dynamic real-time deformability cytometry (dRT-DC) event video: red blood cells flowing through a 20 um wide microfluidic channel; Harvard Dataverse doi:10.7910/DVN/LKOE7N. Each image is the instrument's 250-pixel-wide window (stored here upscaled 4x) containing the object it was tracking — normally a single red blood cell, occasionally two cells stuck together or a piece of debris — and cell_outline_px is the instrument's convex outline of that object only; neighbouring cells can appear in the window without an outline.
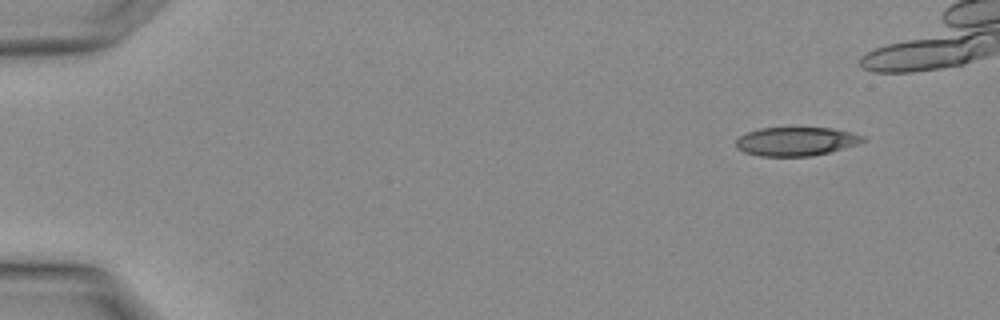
{"species": "Egyptian fruit bat (a non-hibernating species)", "species_latin": "Rousettus aegyptiacus", "temperature_condition": "warm", "stored_images_in_passage": 3, "camera_frame_rate_fps": 3000, "um_per_image_px": 0.085, "animal": {"sex": "female"}, "frame": {"image": 1, "passage_image": 3, "time_ms": 0.667, "image_size_px": [1000, 320], "cell_outline_px": [[868, 140], [844, 148], [812, 156], [760, 156], [744, 152], [736, 148], [736, 140], [740, 136], [748, 132], [760, 128], [832, 128], [852, 132], [864, 136]], "centroid_in_image_um": [67.68, 12.02], "position_along_channel_um": 17.3, "area_um2": 21.21}}